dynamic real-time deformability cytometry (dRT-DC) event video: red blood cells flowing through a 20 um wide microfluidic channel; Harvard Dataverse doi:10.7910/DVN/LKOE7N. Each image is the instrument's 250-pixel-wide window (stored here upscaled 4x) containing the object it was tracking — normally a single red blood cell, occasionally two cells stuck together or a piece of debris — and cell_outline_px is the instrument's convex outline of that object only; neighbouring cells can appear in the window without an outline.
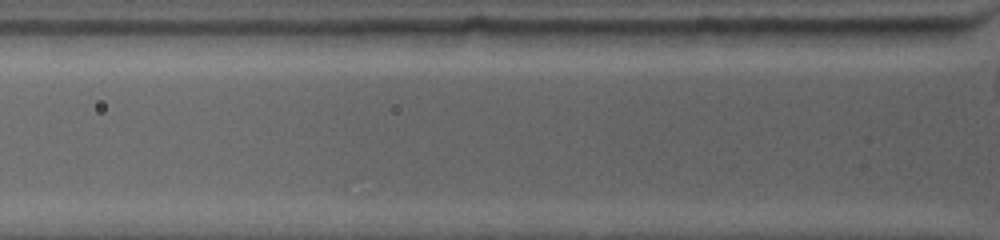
{"species": "common noctule bat (a hibernating species)", "species_latin": "Nyctalus noctula", "temperature_condition": "warm", "stored_images_in_passage": 3, "camera_frame_rate_fps": 4500, "um_per_image_px": 0.085, "animal": {"sex": "female", "body_mass_g": 19.0, "forearm_length_mm": 53.3}, "frame": {"image": 1, "passage_image": 3, "time_ms": 0.444, "image_size_px": [1000, 240], "cell_outline_px": [[984, 20], [980, 24], [968, 32], [944, 44], [852, 48], [824, 32], [820, 28]], "centroid_in_image_um": [76.6, 2.88], "position_along_channel_um": 49.2, "area_um2": 20.75}}